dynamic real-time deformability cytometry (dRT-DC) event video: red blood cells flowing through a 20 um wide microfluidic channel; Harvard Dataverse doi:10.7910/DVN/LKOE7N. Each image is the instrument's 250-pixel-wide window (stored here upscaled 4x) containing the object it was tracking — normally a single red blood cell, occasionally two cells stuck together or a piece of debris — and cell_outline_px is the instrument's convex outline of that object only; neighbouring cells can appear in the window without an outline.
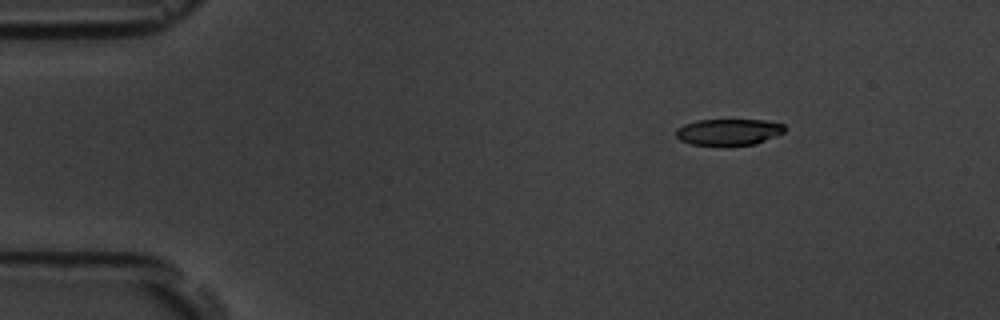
{"species": "common noctule bat (a hibernating species)", "species_latin": "Nyctalus noctula", "temperature_condition": "room temperature", "stored_images_in_passage": 47, "camera_frame_rate_fps": 3000, "um_per_image_px": 0.085, "animal": {"sex": "male", "body_mass_g": 19.5, "forearm_length_mm": 54.6}, "frame": {"image": 1, "passage_image": 1, "time_ms": 0.0, "image_size_px": [1000, 320], "cell_outline_px": [[784, 132], [756, 144], [724, 148], [692, 144], [680, 140], [676, 136], [676, 128], [684, 124], [696, 120], [764, 120], [784, 124]], "centroid_in_image_um": [61.89, 11.26], "position_along_channel_um": 23.1, "area_um2": 17.28}}
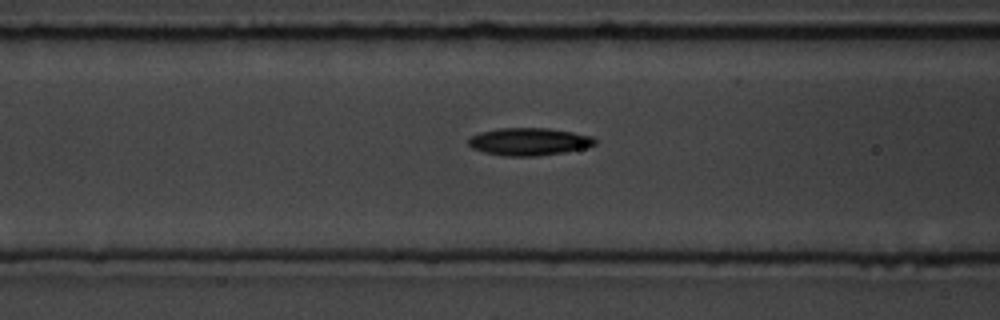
{"frame": {"image": 2, "passage_image": 15, "time_ms": 4.667, "image_size_px": [1000, 320], "cell_outline_px": [[596, 144], [564, 152], [536, 156], [504, 156], [484, 152], [472, 148], [468, 144], [468, 140], [472, 136], [480, 132], [500, 128], [548, 128], [572, 132], [592, 136], [596, 140]], "centroid_in_image_um": [44.94, 12.03], "position_along_channel_um": 121.7, "area_um2": 20.11}}
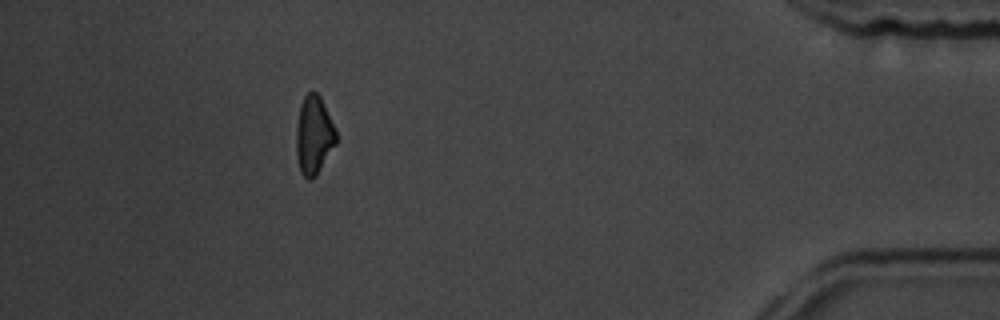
{"frame": {"image": 3, "passage_image": 42, "time_ms": 13.667, "image_size_px": [1000, 320], "cell_outline_px": [[336, 144], [316, 176], [308, 180], [300, 172], [296, 156], [296, 128], [300, 104], [304, 96], [312, 88], [320, 96], [336, 128]], "centroid_in_image_um": [26.67, 11.47], "position_along_channel_um": 408.5, "area_um2": 18.5}, "authors_computed_cell_mechanics": {"area_um2": 19.1318, "velocity_mm_per_s": 3.7911, "shape_relaxation_time_tau1_ms": 4.3511, "shape_relaxation_time_tau2_ms": null, "deformation_change_tau1": 0.1285, "deformation_change_tau2": null}}